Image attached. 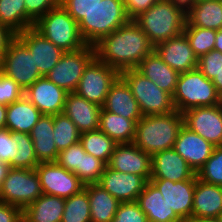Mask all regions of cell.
I'll return each mask as SVG.
<instances>
[{
	"mask_svg": "<svg viewBox=\"0 0 222 222\" xmlns=\"http://www.w3.org/2000/svg\"><path fill=\"white\" fill-rule=\"evenodd\" d=\"M22 209L0 200V222H19Z\"/></svg>",
	"mask_w": 222,
	"mask_h": 222,
	"instance_id": "681fc988",
	"label": "cell"
},
{
	"mask_svg": "<svg viewBox=\"0 0 222 222\" xmlns=\"http://www.w3.org/2000/svg\"><path fill=\"white\" fill-rule=\"evenodd\" d=\"M158 0H123L125 11L130 20H134L141 13L148 10Z\"/></svg>",
	"mask_w": 222,
	"mask_h": 222,
	"instance_id": "c3c4849f",
	"label": "cell"
},
{
	"mask_svg": "<svg viewBox=\"0 0 222 222\" xmlns=\"http://www.w3.org/2000/svg\"><path fill=\"white\" fill-rule=\"evenodd\" d=\"M10 169V164L0 161V186L2 185L4 179L7 177Z\"/></svg>",
	"mask_w": 222,
	"mask_h": 222,
	"instance_id": "f5cc1de1",
	"label": "cell"
},
{
	"mask_svg": "<svg viewBox=\"0 0 222 222\" xmlns=\"http://www.w3.org/2000/svg\"><path fill=\"white\" fill-rule=\"evenodd\" d=\"M214 49L222 53V29L216 31Z\"/></svg>",
	"mask_w": 222,
	"mask_h": 222,
	"instance_id": "9f6ffc18",
	"label": "cell"
},
{
	"mask_svg": "<svg viewBox=\"0 0 222 222\" xmlns=\"http://www.w3.org/2000/svg\"><path fill=\"white\" fill-rule=\"evenodd\" d=\"M84 189L90 202L91 222H111L120 202L98 183L85 185Z\"/></svg>",
	"mask_w": 222,
	"mask_h": 222,
	"instance_id": "f546056e",
	"label": "cell"
},
{
	"mask_svg": "<svg viewBox=\"0 0 222 222\" xmlns=\"http://www.w3.org/2000/svg\"><path fill=\"white\" fill-rule=\"evenodd\" d=\"M219 219H220V221L222 222V212H221V214H220V216H219Z\"/></svg>",
	"mask_w": 222,
	"mask_h": 222,
	"instance_id": "94428289",
	"label": "cell"
},
{
	"mask_svg": "<svg viewBox=\"0 0 222 222\" xmlns=\"http://www.w3.org/2000/svg\"><path fill=\"white\" fill-rule=\"evenodd\" d=\"M136 69L160 89L174 94L179 73L170 68L155 50L147 55Z\"/></svg>",
	"mask_w": 222,
	"mask_h": 222,
	"instance_id": "484cf974",
	"label": "cell"
},
{
	"mask_svg": "<svg viewBox=\"0 0 222 222\" xmlns=\"http://www.w3.org/2000/svg\"><path fill=\"white\" fill-rule=\"evenodd\" d=\"M106 164L91 154L82 155L80 181L84 185L98 183L104 173Z\"/></svg>",
	"mask_w": 222,
	"mask_h": 222,
	"instance_id": "60d3db41",
	"label": "cell"
},
{
	"mask_svg": "<svg viewBox=\"0 0 222 222\" xmlns=\"http://www.w3.org/2000/svg\"><path fill=\"white\" fill-rule=\"evenodd\" d=\"M151 165L152 156L133 143L117 144L108 163L114 170L140 175L146 181L151 179Z\"/></svg>",
	"mask_w": 222,
	"mask_h": 222,
	"instance_id": "e0dca14e",
	"label": "cell"
},
{
	"mask_svg": "<svg viewBox=\"0 0 222 222\" xmlns=\"http://www.w3.org/2000/svg\"><path fill=\"white\" fill-rule=\"evenodd\" d=\"M54 124L52 115H42L30 132L37 160L39 162H56L59 152L54 141Z\"/></svg>",
	"mask_w": 222,
	"mask_h": 222,
	"instance_id": "4316f807",
	"label": "cell"
},
{
	"mask_svg": "<svg viewBox=\"0 0 222 222\" xmlns=\"http://www.w3.org/2000/svg\"><path fill=\"white\" fill-rule=\"evenodd\" d=\"M26 8V29L34 24L49 10L61 6L62 0H24Z\"/></svg>",
	"mask_w": 222,
	"mask_h": 222,
	"instance_id": "b9f144b4",
	"label": "cell"
},
{
	"mask_svg": "<svg viewBox=\"0 0 222 222\" xmlns=\"http://www.w3.org/2000/svg\"><path fill=\"white\" fill-rule=\"evenodd\" d=\"M215 146L197 133L191 131L184 124L180 128L173 149L197 173L210 158Z\"/></svg>",
	"mask_w": 222,
	"mask_h": 222,
	"instance_id": "d6986e66",
	"label": "cell"
},
{
	"mask_svg": "<svg viewBox=\"0 0 222 222\" xmlns=\"http://www.w3.org/2000/svg\"><path fill=\"white\" fill-rule=\"evenodd\" d=\"M53 124V137L58 152L80 141L81 133L71 119L64 113L53 115Z\"/></svg>",
	"mask_w": 222,
	"mask_h": 222,
	"instance_id": "e575fe53",
	"label": "cell"
},
{
	"mask_svg": "<svg viewBox=\"0 0 222 222\" xmlns=\"http://www.w3.org/2000/svg\"><path fill=\"white\" fill-rule=\"evenodd\" d=\"M24 96V90L13 79L0 72V103L8 106Z\"/></svg>",
	"mask_w": 222,
	"mask_h": 222,
	"instance_id": "f6af8a7d",
	"label": "cell"
},
{
	"mask_svg": "<svg viewBox=\"0 0 222 222\" xmlns=\"http://www.w3.org/2000/svg\"><path fill=\"white\" fill-rule=\"evenodd\" d=\"M65 198L42 194L22 210L29 222H61Z\"/></svg>",
	"mask_w": 222,
	"mask_h": 222,
	"instance_id": "f1b7e54d",
	"label": "cell"
},
{
	"mask_svg": "<svg viewBox=\"0 0 222 222\" xmlns=\"http://www.w3.org/2000/svg\"><path fill=\"white\" fill-rule=\"evenodd\" d=\"M189 222H221L219 218H192Z\"/></svg>",
	"mask_w": 222,
	"mask_h": 222,
	"instance_id": "6f0895ef",
	"label": "cell"
},
{
	"mask_svg": "<svg viewBox=\"0 0 222 222\" xmlns=\"http://www.w3.org/2000/svg\"><path fill=\"white\" fill-rule=\"evenodd\" d=\"M66 92L45 76L36 80L24 91V96L43 114L57 115L63 113Z\"/></svg>",
	"mask_w": 222,
	"mask_h": 222,
	"instance_id": "2e32d148",
	"label": "cell"
},
{
	"mask_svg": "<svg viewBox=\"0 0 222 222\" xmlns=\"http://www.w3.org/2000/svg\"><path fill=\"white\" fill-rule=\"evenodd\" d=\"M184 125L215 147L222 144V103L194 107L183 113Z\"/></svg>",
	"mask_w": 222,
	"mask_h": 222,
	"instance_id": "4fadbf2b",
	"label": "cell"
},
{
	"mask_svg": "<svg viewBox=\"0 0 222 222\" xmlns=\"http://www.w3.org/2000/svg\"><path fill=\"white\" fill-rule=\"evenodd\" d=\"M137 202L146 214L148 222H183L151 181L146 182Z\"/></svg>",
	"mask_w": 222,
	"mask_h": 222,
	"instance_id": "d4e9b609",
	"label": "cell"
},
{
	"mask_svg": "<svg viewBox=\"0 0 222 222\" xmlns=\"http://www.w3.org/2000/svg\"><path fill=\"white\" fill-rule=\"evenodd\" d=\"M183 124V113L177 110L167 114L142 116L136 123L132 143L153 156L158 152L173 148Z\"/></svg>",
	"mask_w": 222,
	"mask_h": 222,
	"instance_id": "7a4b0ae2",
	"label": "cell"
},
{
	"mask_svg": "<svg viewBox=\"0 0 222 222\" xmlns=\"http://www.w3.org/2000/svg\"><path fill=\"white\" fill-rule=\"evenodd\" d=\"M120 76L129 85L143 116L175 111L172 95L160 89L136 68L122 71Z\"/></svg>",
	"mask_w": 222,
	"mask_h": 222,
	"instance_id": "52a82bcc",
	"label": "cell"
},
{
	"mask_svg": "<svg viewBox=\"0 0 222 222\" xmlns=\"http://www.w3.org/2000/svg\"><path fill=\"white\" fill-rule=\"evenodd\" d=\"M35 170L43 194L66 199L84 189L80 179L57 162H40Z\"/></svg>",
	"mask_w": 222,
	"mask_h": 222,
	"instance_id": "7c38bea8",
	"label": "cell"
},
{
	"mask_svg": "<svg viewBox=\"0 0 222 222\" xmlns=\"http://www.w3.org/2000/svg\"><path fill=\"white\" fill-rule=\"evenodd\" d=\"M102 107L87 101L75 92L66 95L63 113L76 125L80 133L99 129Z\"/></svg>",
	"mask_w": 222,
	"mask_h": 222,
	"instance_id": "7402d4cb",
	"label": "cell"
},
{
	"mask_svg": "<svg viewBox=\"0 0 222 222\" xmlns=\"http://www.w3.org/2000/svg\"><path fill=\"white\" fill-rule=\"evenodd\" d=\"M15 36L6 26L0 24V59L7 49V44Z\"/></svg>",
	"mask_w": 222,
	"mask_h": 222,
	"instance_id": "816d5d0a",
	"label": "cell"
},
{
	"mask_svg": "<svg viewBox=\"0 0 222 222\" xmlns=\"http://www.w3.org/2000/svg\"><path fill=\"white\" fill-rule=\"evenodd\" d=\"M119 76L120 73L116 69L95 57L85 68L74 92L102 107L111 85Z\"/></svg>",
	"mask_w": 222,
	"mask_h": 222,
	"instance_id": "8fae6325",
	"label": "cell"
},
{
	"mask_svg": "<svg viewBox=\"0 0 222 222\" xmlns=\"http://www.w3.org/2000/svg\"><path fill=\"white\" fill-rule=\"evenodd\" d=\"M111 222H148L137 201L120 203Z\"/></svg>",
	"mask_w": 222,
	"mask_h": 222,
	"instance_id": "ee69618b",
	"label": "cell"
},
{
	"mask_svg": "<svg viewBox=\"0 0 222 222\" xmlns=\"http://www.w3.org/2000/svg\"><path fill=\"white\" fill-rule=\"evenodd\" d=\"M196 180L197 175L192 179L177 182L168 179H150L159 189L169 207L183 222H189L192 219Z\"/></svg>",
	"mask_w": 222,
	"mask_h": 222,
	"instance_id": "5bb4252c",
	"label": "cell"
},
{
	"mask_svg": "<svg viewBox=\"0 0 222 222\" xmlns=\"http://www.w3.org/2000/svg\"><path fill=\"white\" fill-rule=\"evenodd\" d=\"M129 21L123 0H101L78 25L87 45H95Z\"/></svg>",
	"mask_w": 222,
	"mask_h": 222,
	"instance_id": "5b68a950",
	"label": "cell"
},
{
	"mask_svg": "<svg viewBox=\"0 0 222 222\" xmlns=\"http://www.w3.org/2000/svg\"><path fill=\"white\" fill-rule=\"evenodd\" d=\"M195 3L200 2V1H206V0H193Z\"/></svg>",
	"mask_w": 222,
	"mask_h": 222,
	"instance_id": "91938a15",
	"label": "cell"
},
{
	"mask_svg": "<svg viewBox=\"0 0 222 222\" xmlns=\"http://www.w3.org/2000/svg\"><path fill=\"white\" fill-rule=\"evenodd\" d=\"M172 99L175 110L180 113L194 107L222 103V97L213 82L207 79L198 68L179 73Z\"/></svg>",
	"mask_w": 222,
	"mask_h": 222,
	"instance_id": "277c9868",
	"label": "cell"
},
{
	"mask_svg": "<svg viewBox=\"0 0 222 222\" xmlns=\"http://www.w3.org/2000/svg\"><path fill=\"white\" fill-rule=\"evenodd\" d=\"M61 222H91L90 202L85 189L65 199Z\"/></svg>",
	"mask_w": 222,
	"mask_h": 222,
	"instance_id": "d590c367",
	"label": "cell"
},
{
	"mask_svg": "<svg viewBox=\"0 0 222 222\" xmlns=\"http://www.w3.org/2000/svg\"><path fill=\"white\" fill-rule=\"evenodd\" d=\"M154 50L170 68L178 73L197 68L198 58L184 33L157 44Z\"/></svg>",
	"mask_w": 222,
	"mask_h": 222,
	"instance_id": "ffe728a7",
	"label": "cell"
},
{
	"mask_svg": "<svg viewBox=\"0 0 222 222\" xmlns=\"http://www.w3.org/2000/svg\"><path fill=\"white\" fill-rule=\"evenodd\" d=\"M146 182L140 175L119 172L106 165L98 184L123 203L137 201Z\"/></svg>",
	"mask_w": 222,
	"mask_h": 222,
	"instance_id": "ac0fdd59",
	"label": "cell"
},
{
	"mask_svg": "<svg viewBox=\"0 0 222 222\" xmlns=\"http://www.w3.org/2000/svg\"><path fill=\"white\" fill-rule=\"evenodd\" d=\"M102 109L129 120H140L143 116L129 85L121 76L111 85Z\"/></svg>",
	"mask_w": 222,
	"mask_h": 222,
	"instance_id": "603a6c76",
	"label": "cell"
},
{
	"mask_svg": "<svg viewBox=\"0 0 222 222\" xmlns=\"http://www.w3.org/2000/svg\"><path fill=\"white\" fill-rule=\"evenodd\" d=\"M101 0H62L61 5L79 23Z\"/></svg>",
	"mask_w": 222,
	"mask_h": 222,
	"instance_id": "bcb514c9",
	"label": "cell"
},
{
	"mask_svg": "<svg viewBox=\"0 0 222 222\" xmlns=\"http://www.w3.org/2000/svg\"><path fill=\"white\" fill-rule=\"evenodd\" d=\"M197 58L212 51L215 46L216 30L185 23L184 32Z\"/></svg>",
	"mask_w": 222,
	"mask_h": 222,
	"instance_id": "74e56055",
	"label": "cell"
},
{
	"mask_svg": "<svg viewBox=\"0 0 222 222\" xmlns=\"http://www.w3.org/2000/svg\"><path fill=\"white\" fill-rule=\"evenodd\" d=\"M12 138L17 142L18 151L10 162L11 168L35 169L40 162L37 160L30 134L12 132Z\"/></svg>",
	"mask_w": 222,
	"mask_h": 222,
	"instance_id": "8d00e7d4",
	"label": "cell"
},
{
	"mask_svg": "<svg viewBox=\"0 0 222 222\" xmlns=\"http://www.w3.org/2000/svg\"><path fill=\"white\" fill-rule=\"evenodd\" d=\"M151 43L157 44L177 37L184 32L186 17L171 3L158 0L148 10L134 19Z\"/></svg>",
	"mask_w": 222,
	"mask_h": 222,
	"instance_id": "3957f363",
	"label": "cell"
},
{
	"mask_svg": "<svg viewBox=\"0 0 222 222\" xmlns=\"http://www.w3.org/2000/svg\"><path fill=\"white\" fill-rule=\"evenodd\" d=\"M214 86L216 87L217 92L222 97V69L216 74V77L212 80Z\"/></svg>",
	"mask_w": 222,
	"mask_h": 222,
	"instance_id": "11a10c76",
	"label": "cell"
},
{
	"mask_svg": "<svg viewBox=\"0 0 222 222\" xmlns=\"http://www.w3.org/2000/svg\"><path fill=\"white\" fill-rule=\"evenodd\" d=\"M138 121L129 120L121 115L101 109L99 130L104 132L116 144H128L133 142Z\"/></svg>",
	"mask_w": 222,
	"mask_h": 222,
	"instance_id": "4dcf8cb0",
	"label": "cell"
},
{
	"mask_svg": "<svg viewBox=\"0 0 222 222\" xmlns=\"http://www.w3.org/2000/svg\"><path fill=\"white\" fill-rule=\"evenodd\" d=\"M85 153L83 145L79 141L59 152L56 162L66 170L73 172L80 179L82 155H85Z\"/></svg>",
	"mask_w": 222,
	"mask_h": 222,
	"instance_id": "ab89813d",
	"label": "cell"
},
{
	"mask_svg": "<svg viewBox=\"0 0 222 222\" xmlns=\"http://www.w3.org/2000/svg\"><path fill=\"white\" fill-rule=\"evenodd\" d=\"M34 28L63 51H76L87 46L78 23L63 8L49 10L35 24Z\"/></svg>",
	"mask_w": 222,
	"mask_h": 222,
	"instance_id": "8992f818",
	"label": "cell"
},
{
	"mask_svg": "<svg viewBox=\"0 0 222 222\" xmlns=\"http://www.w3.org/2000/svg\"><path fill=\"white\" fill-rule=\"evenodd\" d=\"M43 114L25 97L7 106L6 129L30 134Z\"/></svg>",
	"mask_w": 222,
	"mask_h": 222,
	"instance_id": "83f0119b",
	"label": "cell"
},
{
	"mask_svg": "<svg viewBox=\"0 0 222 222\" xmlns=\"http://www.w3.org/2000/svg\"><path fill=\"white\" fill-rule=\"evenodd\" d=\"M222 212V186L206 183L197 178L192 218H219Z\"/></svg>",
	"mask_w": 222,
	"mask_h": 222,
	"instance_id": "cb8c5ba5",
	"label": "cell"
},
{
	"mask_svg": "<svg viewBox=\"0 0 222 222\" xmlns=\"http://www.w3.org/2000/svg\"><path fill=\"white\" fill-rule=\"evenodd\" d=\"M19 222H29L28 220H26L23 216L20 218Z\"/></svg>",
	"mask_w": 222,
	"mask_h": 222,
	"instance_id": "680465c9",
	"label": "cell"
},
{
	"mask_svg": "<svg viewBox=\"0 0 222 222\" xmlns=\"http://www.w3.org/2000/svg\"><path fill=\"white\" fill-rule=\"evenodd\" d=\"M16 36L28 47L42 76L50 72L65 52L45 38L34 27L27 28Z\"/></svg>",
	"mask_w": 222,
	"mask_h": 222,
	"instance_id": "9a60e30c",
	"label": "cell"
},
{
	"mask_svg": "<svg viewBox=\"0 0 222 222\" xmlns=\"http://www.w3.org/2000/svg\"><path fill=\"white\" fill-rule=\"evenodd\" d=\"M0 72L13 79L24 91L43 77L28 47L16 35L0 59Z\"/></svg>",
	"mask_w": 222,
	"mask_h": 222,
	"instance_id": "ba28073f",
	"label": "cell"
},
{
	"mask_svg": "<svg viewBox=\"0 0 222 222\" xmlns=\"http://www.w3.org/2000/svg\"><path fill=\"white\" fill-rule=\"evenodd\" d=\"M24 0H0V24L15 35L26 30Z\"/></svg>",
	"mask_w": 222,
	"mask_h": 222,
	"instance_id": "836d02e7",
	"label": "cell"
},
{
	"mask_svg": "<svg viewBox=\"0 0 222 222\" xmlns=\"http://www.w3.org/2000/svg\"><path fill=\"white\" fill-rule=\"evenodd\" d=\"M197 68L212 81L222 69V53L213 49L198 58Z\"/></svg>",
	"mask_w": 222,
	"mask_h": 222,
	"instance_id": "7bdbcfd3",
	"label": "cell"
},
{
	"mask_svg": "<svg viewBox=\"0 0 222 222\" xmlns=\"http://www.w3.org/2000/svg\"><path fill=\"white\" fill-rule=\"evenodd\" d=\"M80 142L86 153L100 159L108 165L117 145L110 137L99 129L80 134Z\"/></svg>",
	"mask_w": 222,
	"mask_h": 222,
	"instance_id": "d6a6232c",
	"label": "cell"
},
{
	"mask_svg": "<svg viewBox=\"0 0 222 222\" xmlns=\"http://www.w3.org/2000/svg\"><path fill=\"white\" fill-rule=\"evenodd\" d=\"M196 173L173 149L152 156L151 179H168L174 182L192 179Z\"/></svg>",
	"mask_w": 222,
	"mask_h": 222,
	"instance_id": "44dd1931",
	"label": "cell"
},
{
	"mask_svg": "<svg viewBox=\"0 0 222 222\" xmlns=\"http://www.w3.org/2000/svg\"><path fill=\"white\" fill-rule=\"evenodd\" d=\"M42 194L35 169L11 168L0 186V200L22 210Z\"/></svg>",
	"mask_w": 222,
	"mask_h": 222,
	"instance_id": "9c48e42d",
	"label": "cell"
},
{
	"mask_svg": "<svg viewBox=\"0 0 222 222\" xmlns=\"http://www.w3.org/2000/svg\"><path fill=\"white\" fill-rule=\"evenodd\" d=\"M155 46L144 31L130 20L95 45V57L119 73L136 68Z\"/></svg>",
	"mask_w": 222,
	"mask_h": 222,
	"instance_id": "6da1fadb",
	"label": "cell"
},
{
	"mask_svg": "<svg viewBox=\"0 0 222 222\" xmlns=\"http://www.w3.org/2000/svg\"><path fill=\"white\" fill-rule=\"evenodd\" d=\"M95 58L94 45L64 52L58 63L45 77L66 92H74L85 68Z\"/></svg>",
	"mask_w": 222,
	"mask_h": 222,
	"instance_id": "30bf717a",
	"label": "cell"
},
{
	"mask_svg": "<svg viewBox=\"0 0 222 222\" xmlns=\"http://www.w3.org/2000/svg\"><path fill=\"white\" fill-rule=\"evenodd\" d=\"M7 106L0 103V130L6 128Z\"/></svg>",
	"mask_w": 222,
	"mask_h": 222,
	"instance_id": "db71d44e",
	"label": "cell"
},
{
	"mask_svg": "<svg viewBox=\"0 0 222 222\" xmlns=\"http://www.w3.org/2000/svg\"><path fill=\"white\" fill-rule=\"evenodd\" d=\"M171 3L183 16L187 17L195 6L193 0H166Z\"/></svg>",
	"mask_w": 222,
	"mask_h": 222,
	"instance_id": "f907efd6",
	"label": "cell"
},
{
	"mask_svg": "<svg viewBox=\"0 0 222 222\" xmlns=\"http://www.w3.org/2000/svg\"><path fill=\"white\" fill-rule=\"evenodd\" d=\"M196 175L206 183L222 186V148L220 146L214 148L212 155Z\"/></svg>",
	"mask_w": 222,
	"mask_h": 222,
	"instance_id": "f35d334b",
	"label": "cell"
},
{
	"mask_svg": "<svg viewBox=\"0 0 222 222\" xmlns=\"http://www.w3.org/2000/svg\"><path fill=\"white\" fill-rule=\"evenodd\" d=\"M186 23L207 29H222V0H206L195 3Z\"/></svg>",
	"mask_w": 222,
	"mask_h": 222,
	"instance_id": "1f68e13d",
	"label": "cell"
},
{
	"mask_svg": "<svg viewBox=\"0 0 222 222\" xmlns=\"http://www.w3.org/2000/svg\"><path fill=\"white\" fill-rule=\"evenodd\" d=\"M17 142L12 138L8 129L0 130V161L10 164L17 154Z\"/></svg>",
	"mask_w": 222,
	"mask_h": 222,
	"instance_id": "7dc6e473",
	"label": "cell"
}]
</instances>
